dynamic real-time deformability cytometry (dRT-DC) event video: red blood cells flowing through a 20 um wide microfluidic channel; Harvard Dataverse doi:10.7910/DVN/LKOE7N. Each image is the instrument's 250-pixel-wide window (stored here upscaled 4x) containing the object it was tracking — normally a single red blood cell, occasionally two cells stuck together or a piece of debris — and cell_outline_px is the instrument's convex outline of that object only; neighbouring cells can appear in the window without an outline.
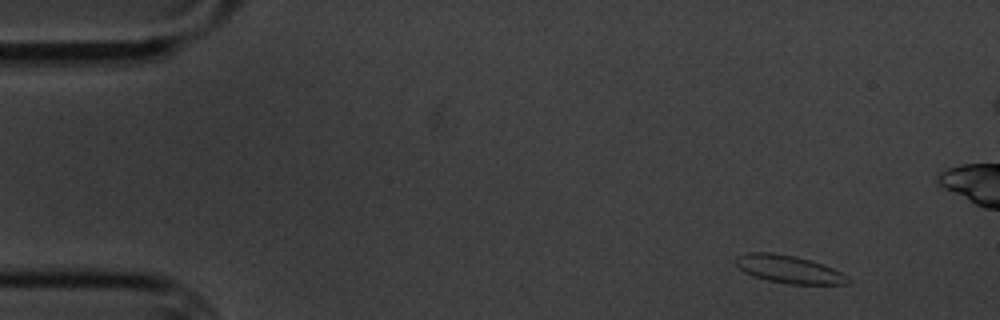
{"species": "common noctule bat (a hibernating species)", "species_latin": "Nyctalus noctula", "temperature_condition": "cold", "stored_images_in_passage": 13, "camera_frame_rate_fps": 3000, "um_per_image_px": 0.085, "animal": {"sex": "male", "body_mass_g": 20.1, "forearm_length_mm": 53.5}, "frame": {"image": 1, "passage_image": 1, "time_ms": 0.0, "image_size_px": [1000, 320], "cell_outline_px": [[848, 284], [788, 284], [768, 280], [752, 276], [744, 272], [736, 264], [736, 256], [748, 252], [772, 252], [796, 256], [832, 268], [848, 276]], "centroid_in_image_um": [67.01, 22.88], "position_along_channel_um": 18.0, "area_um2": 17.98}}
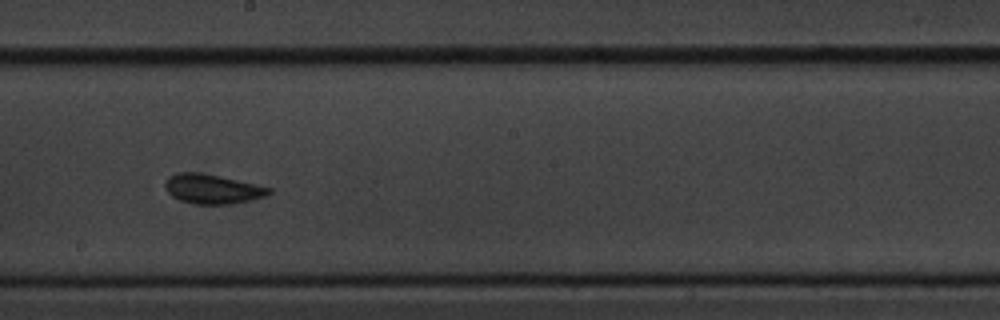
{"frame": {"image": 2, "passage_image": 8, "time_ms": 9.0, "image_size_px": [1000, 320], "cell_outline_px": [[272, 192], [268, 196], [252, 200], [232, 204], [196, 204], [180, 200], [172, 196], [168, 192], [164, 184], [168, 176], [176, 172], [196, 172], [220, 176], [256, 184], [272, 188]], "centroid_in_image_um": [18.08, 16.06], "position_along_channel_um": 230.1, "area_um2": 17.98}}
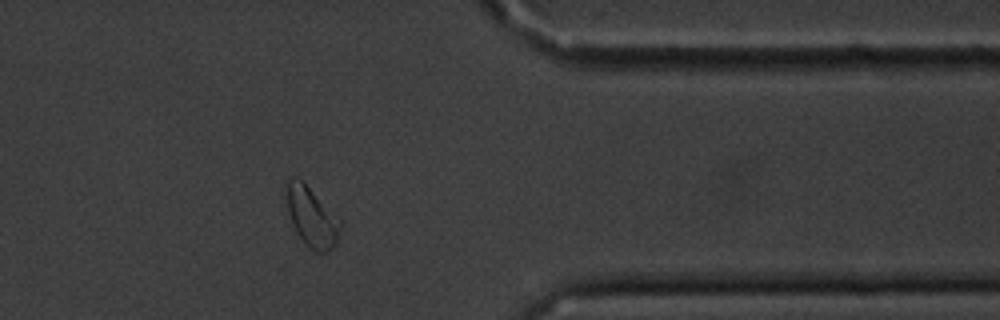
{"frame": {"image": 3, "passage_image": 12, "time_ms": 14.0, "image_size_px": [1000, 320], "cell_outline_px": [[340, 224], [336, 244], [332, 248], [324, 252], [316, 252], [304, 244], [296, 232], [292, 224], [288, 212], [288, 180], [296, 176], [304, 180], [340, 216]], "centroid_in_image_um": [26.53, 18.41], "position_along_channel_um": 384.9, "area_um2": 18.96}, "authors_computed_cell_mechanics": {"area_um2": 17.6868, "velocity_mm_per_s": 3.3864, "shape_relaxation_time_tau1_ms": 3.5309, "shape_relaxation_time_tau2_ms": 1.9572, "deformation_change_tau1": 0.0876, "deformation_change_tau2": 0.094}}